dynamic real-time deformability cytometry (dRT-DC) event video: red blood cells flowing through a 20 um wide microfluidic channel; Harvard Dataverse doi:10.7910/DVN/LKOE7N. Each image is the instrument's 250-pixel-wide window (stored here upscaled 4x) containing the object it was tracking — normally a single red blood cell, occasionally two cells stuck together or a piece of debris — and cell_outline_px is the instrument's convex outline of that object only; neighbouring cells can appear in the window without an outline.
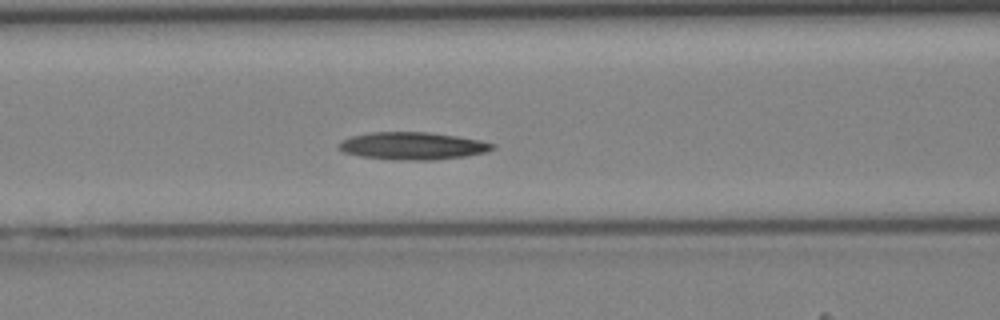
{"species": "Egyptian fruit bat (a non-hibernating species)", "species_latin": "Rousettus aegyptiacus", "temperature_condition": "cold", "stored_images_in_passage": 43, "camera_frame_rate_fps": 3000, "um_per_image_px": 0.085, "animal": {"sex": "female"}, "frame": {"image": 1, "passage_image": 18, "time_ms": 5.667, "image_size_px": [1000, 320], "cell_outline_px": [[496, 148], [484, 152], [464, 156], [432, 160], [396, 160], [360, 156], [344, 152], [336, 148], [336, 144], [340, 140], [352, 136], [368, 132], [428, 132], [456, 136], [480, 140], [496, 144]], "centroid_in_image_um": [35.02, 12.39], "position_along_channel_um": 131.6, "area_um2": 24.74}}
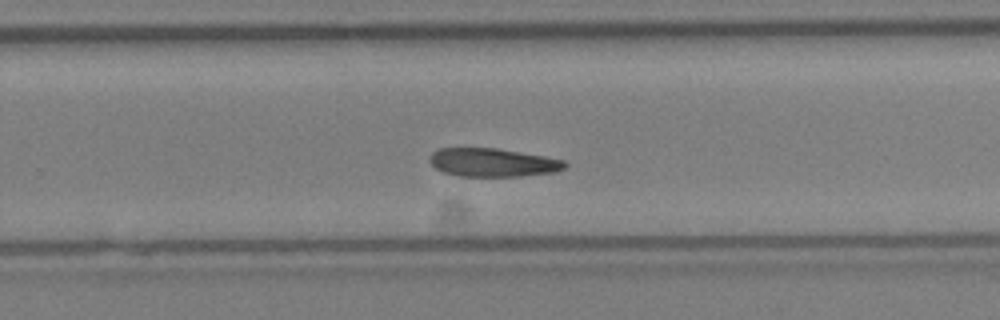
{"frame": {"image": 2, "passage_image": 28, "time_ms": 9.0, "image_size_px": [1000, 320], "cell_outline_px": [[568, 164], [564, 168], [556, 172], [520, 176], [460, 176], [444, 172], [436, 168], [428, 160], [428, 156], [432, 152], [440, 148], [496, 148], [544, 156], [564, 160]], "centroid_in_image_um": [41.88, 13.81], "position_along_channel_um": 287.9, "area_um2": 22.37}}
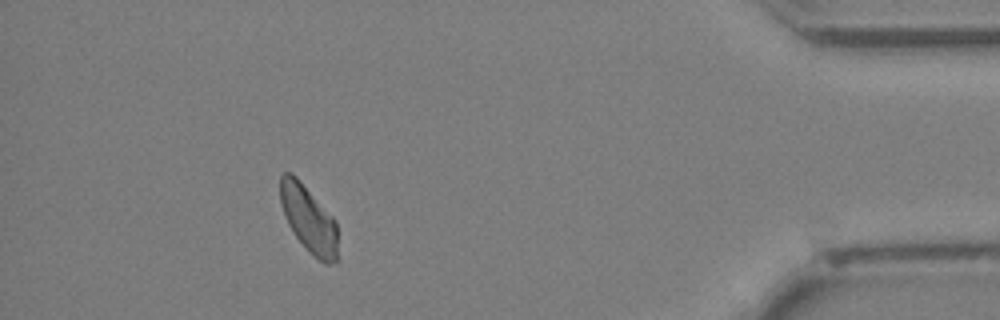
{"frame": {"image": 3, "passage_image": 39, "time_ms": 12.667, "image_size_px": [1000, 320], "cell_outline_px": [[340, 260], [332, 264], [328, 264], [312, 256], [308, 252], [296, 236], [288, 224], [280, 204], [280, 176], [284, 172], [292, 172], [296, 176], [336, 220]], "centroid_in_image_um": [26.28, 18.67], "position_along_channel_um": 408.9, "area_um2": 22.83}}